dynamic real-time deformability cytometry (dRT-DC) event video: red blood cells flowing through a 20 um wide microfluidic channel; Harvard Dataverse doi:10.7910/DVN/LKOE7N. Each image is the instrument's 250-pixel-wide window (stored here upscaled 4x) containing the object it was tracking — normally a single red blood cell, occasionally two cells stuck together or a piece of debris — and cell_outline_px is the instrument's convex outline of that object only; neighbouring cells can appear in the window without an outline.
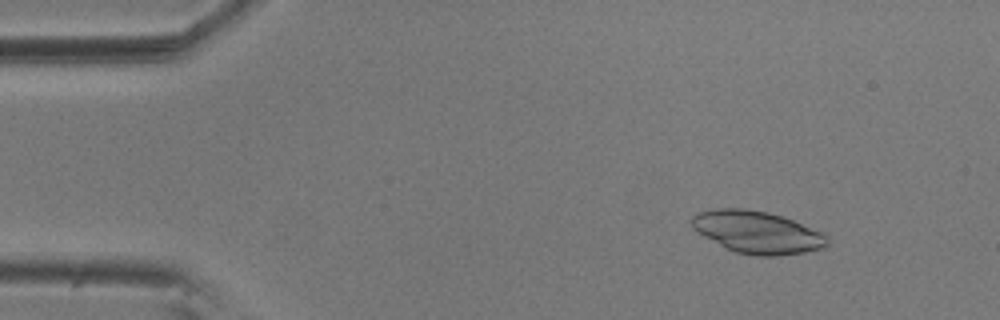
{"species": "common noctule bat (a hibernating species)", "species_latin": "Nyctalus noctula", "temperature_condition": "room temperature", "stored_images_in_passage": 56, "camera_frame_rate_fps": 3000, "um_per_image_px": 0.085, "animal": {"sex": "male", "body_mass_g": 20.5, "forearm_length_mm": 52.5}, "frame": {"image": 1, "passage_image": 7, "time_ms": 2.0, "image_size_px": [1000, 320], "cell_outline_px": [[828, 244], [820, 248], [804, 252], [776, 256], [756, 256], [736, 252], [704, 236], [692, 228], [688, 220], [696, 212], [716, 208], [744, 208], [768, 212], [792, 220], [824, 232], [828, 236]], "centroid_in_image_um": [64.34, 19.72], "position_along_channel_um": 20.7, "area_um2": 33.41}}